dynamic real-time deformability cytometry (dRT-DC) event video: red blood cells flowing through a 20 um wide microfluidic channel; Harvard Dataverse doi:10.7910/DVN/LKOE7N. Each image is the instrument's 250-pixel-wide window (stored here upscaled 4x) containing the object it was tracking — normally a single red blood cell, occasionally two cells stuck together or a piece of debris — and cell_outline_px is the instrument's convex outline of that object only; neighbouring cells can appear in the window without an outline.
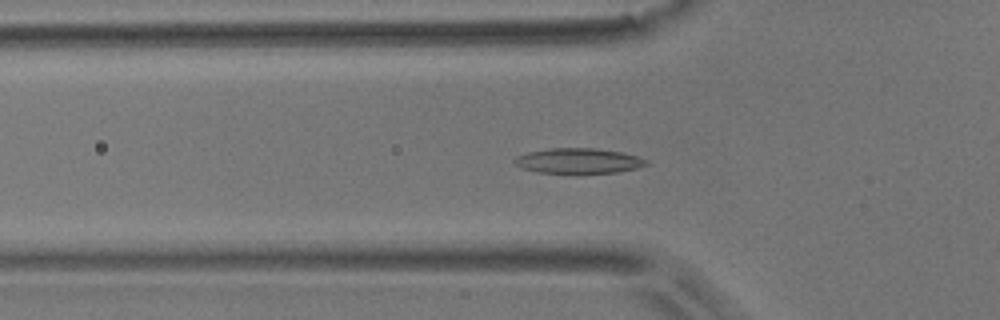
{"species": "common noctule bat (a hibernating species)", "species_latin": "Nyctalus noctula", "temperature_condition": "room temperature", "stored_images_in_passage": 53, "camera_frame_rate_fps": 3000, "um_per_image_px": 0.085, "animal": {"sex": "male", "body_mass_g": 17.9}, "frame": {"image": 1, "passage_image": 17, "time_ms": 5.333, "image_size_px": [1000, 320], "cell_outline_px": [[648, 164], [636, 168], [616, 172], [576, 176], [536, 172], [520, 168], [512, 160], [516, 156], [528, 152], [548, 148], [596, 148], [624, 152], [648, 160]], "centroid_in_image_um": [49.13, 13.71], "position_along_channel_um": 76.7, "area_um2": 20.35}}
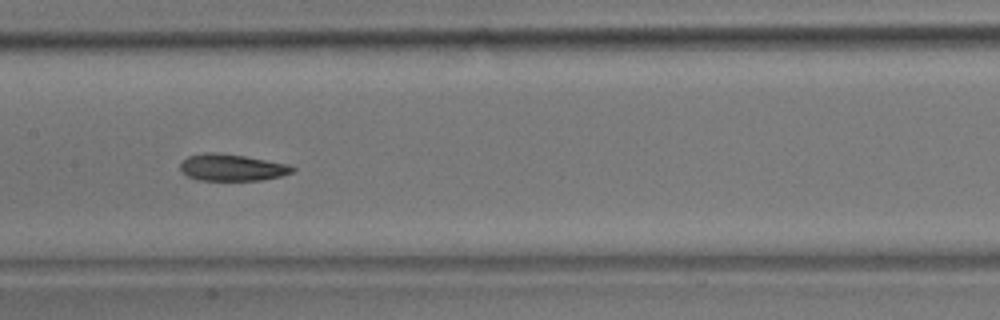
{"frame": {"image": 2, "passage_image": 26, "time_ms": 8.333, "image_size_px": [1000, 320], "cell_outline_px": [[296, 168], [292, 172], [280, 176], [260, 180], [196, 180], [180, 172], [180, 164], [188, 156], [204, 152], [220, 152], [244, 156], [288, 164]], "centroid_in_image_um": [19.67, 14.23], "position_along_channel_um": 187.7, "area_um2": 17.51}}
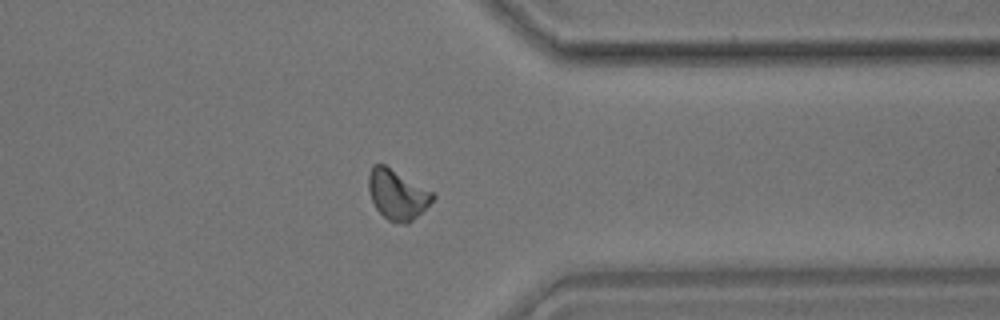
{"frame": {"image": 3, "passage_image": 42, "time_ms": 13.667, "image_size_px": [1000, 320], "cell_outline_px": [[436, 196], [408, 224], [404, 224], [388, 220], [376, 208], [372, 200], [368, 188], [368, 176], [372, 164], [384, 164], [436, 192]], "centroid_in_image_um": [33.77, 16.5], "position_along_channel_um": 377.6, "area_um2": 18.67}, "authors_computed_cell_mechanics": {"area_um2": 18.1492, "velocity_mm_per_s": 3.6772, "shape_relaxation_time_tau1_ms": 8.0534, "shape_relaxation_time_tau2_ms": 3.0815, "deformation_change_tau1": 0.1793, "deformation_change_tau2": 0.0975}}